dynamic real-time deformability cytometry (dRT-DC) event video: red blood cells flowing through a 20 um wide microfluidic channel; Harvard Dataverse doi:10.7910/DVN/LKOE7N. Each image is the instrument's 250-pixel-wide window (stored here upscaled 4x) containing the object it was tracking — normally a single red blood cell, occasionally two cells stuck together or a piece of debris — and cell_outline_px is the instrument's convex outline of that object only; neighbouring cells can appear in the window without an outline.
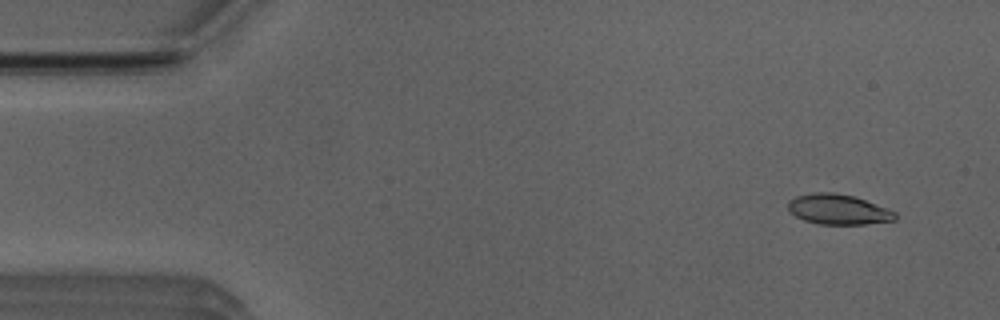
{"species": "Egyptian fruit bat (a non-hibernating species)", "species_latin": "Rousettus aegyptiacus", "temperature_condition": "room temperature", "stored_images_in_passage": 52, "camera_frame_rate_fps": 3000, "um_per_image_px": 0.085, "animal": {"sex": "male"}, "frame": {"image": 1, "passage_image": 4, "time_ms": 1.0, "image_size_px": [1000, 320], "cell_outline_px": [[896, 220], [864, 224], [816, 224], [804, 220], [788, 212], [788, 200], [796, 196], [812, 192], [832, 192], [852, 196], [864, 200], [896, 212]], "centroid_in_image_um": [71.19, 17.8], "position_along_channel_um": 13.8, "area_um2": 18.79}}
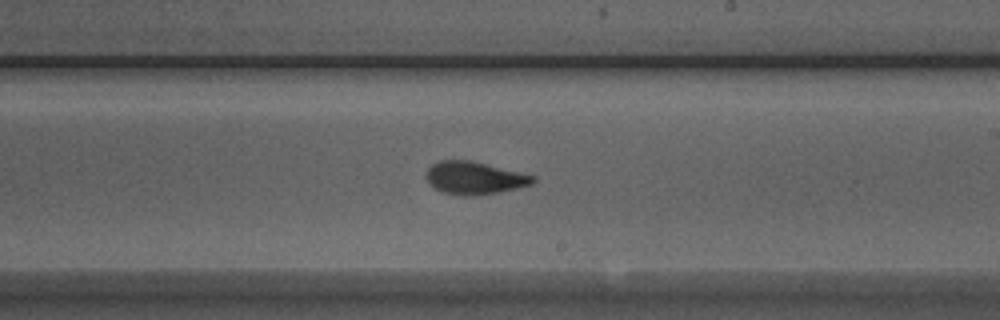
{"frame": {"image": 2, "passage_image": 30, "time_ms": 9.667, "image_size_px": [1000, 320], "cell_outline_px": [[536, 180], [532, 184], [516, 188], [496, 192], [472, 196], [460, 196], [444, 192], [436, 188], [424, 176], [428, 168], [432, 164], [440, 160], [468, 160], [536, 176]], "centroid_in_image_um": [40.31, 15.12], "position_along_channel_um": 248.7, "area_um2": 20.0}}
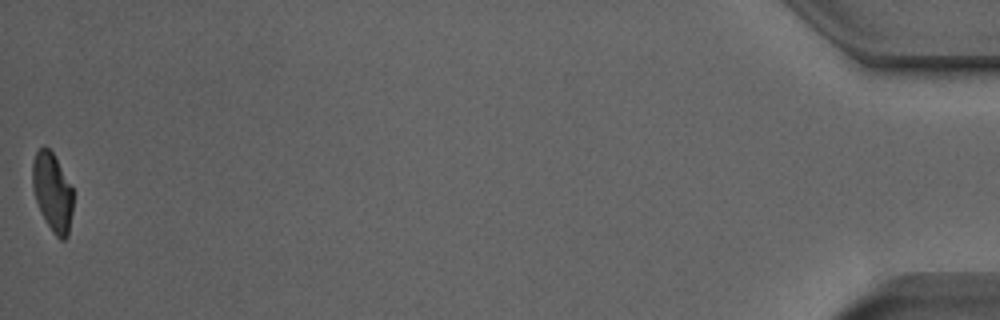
{"frame": {"image": 3, "passage_image": 52, "time_ms": 17.0, "image_size_px": [1000, 320], "cell_outline_px": [[72, 212], [68, 236], [64, 240], [60, 240], [52, 232], [36, 200], [32, 188], [32, 164], [36, 152], [44, 144], [52, 152], [72, 188]], "centroid_in_image_um": [4.45, 16.33], "position_along_channel_um": 430.8, "area_um2": 18.26}, "authors_computed_cell_mechanics": {"area_um2": 19.4786, "velocity_mm_per_s": 3.9269, "shape_relaxation_time_tau1_ms": 3.3274, "shape_relaxation_time_tau2_ms": 1.2364, "deformation_change_tau1": 0.1718, "deformation_change_tau2": 0.0858}}